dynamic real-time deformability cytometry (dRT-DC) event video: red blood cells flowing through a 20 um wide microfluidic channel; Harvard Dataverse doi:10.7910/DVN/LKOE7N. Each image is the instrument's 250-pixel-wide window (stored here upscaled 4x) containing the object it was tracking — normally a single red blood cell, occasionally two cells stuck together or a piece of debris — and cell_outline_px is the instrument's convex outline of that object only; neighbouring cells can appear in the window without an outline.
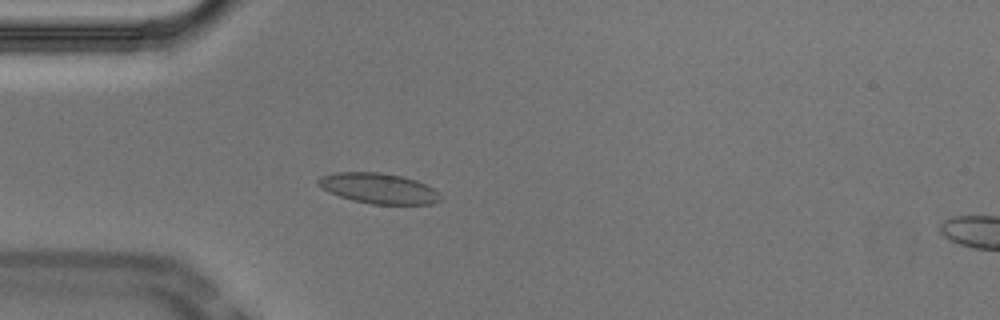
{"species": "Egyptian fruit bat (a non-hibernating species)", "species_latin": "Rousettus aegyptiacus", "temperature_condition": "cold", "stored_images_in_passage": 54, "camera_frame_rate_fps": 3000, "um_per_image_px": 0.085, "animal": {"sex": "male"}, "frame": {"image": 1, "passage_image": 15, "time_ms": 4.667, "image_size_px": [1000, 320], "cell_outline_px": [[440, 200], [432, 204], [372, 204], [352, 200], [328, 192], [316, 184], [316, 180], [320, 176], [336, 172], [380, 172], [400, 176], [416, 180], [440, 192]], "centroid_in_image_um": [32.14, 16.01], "position_along_channel_um": 52.9, "area_um2": 21.68}}
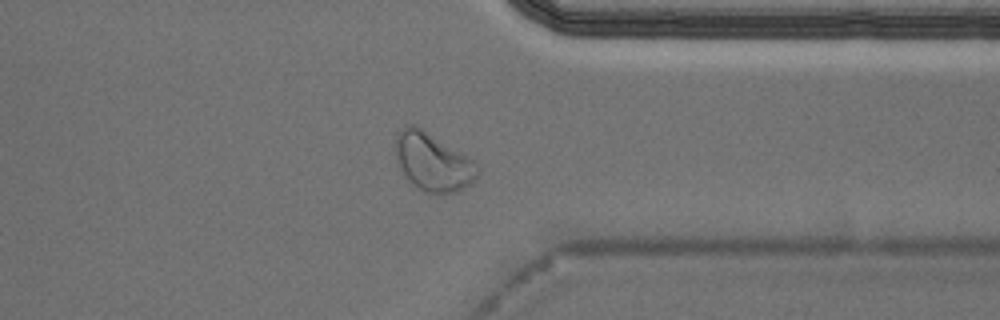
{"frame": {"image": 2, "passage_image": 42, "time_ms": 13.667, "image_size_px": [1000, 320], "cell_outline_px": [[480, 172], [472, 184], [456, 192], [440, 196], [424, 192], [416, 188], [408, 180], [400, 168], [392, 152], [396, 132], [408, 124], [416, 124], [468, 156], [480, 164]], "centroid_in_image_um": [36.78, 13.78], "position_along_channel_um": 374.6, "area_um2": 28.96}}
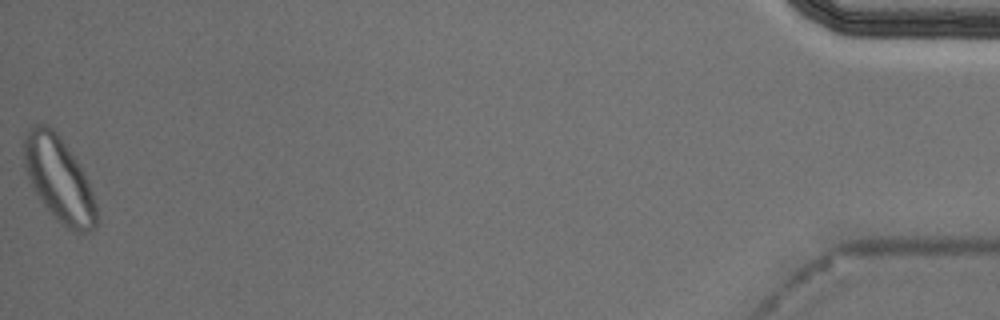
{"frame": {"image": 3, "passage_image": 54, "time_ms": 17.667, "image_size_px": [1000, 320], "cell_outline_px": [[96, 228], [88, 232], [72, 232], [44, 204], [32, 188], [24, 168], [24, 140], [28, 132], [36, 124], [48, 124], [60, 136], [84, 172], [88, 180], [96, 204]], "centroid_in_image_um": [5.02, 15.23], "position_along_channel_um": 430.2, "area_um2": 35.26}, "authors_computed_cell_mechanics": {"area_um2": 21.5016, "velocity_mm_per_s": 3.6961, "shape_relaxation_time_tau1_ms": 2.9003, "shape_relaxation_time_tau2_ms": 1.7663, "deformation_change_tau1": 0.0726, "deformation_change_tau2": 0.0466}}